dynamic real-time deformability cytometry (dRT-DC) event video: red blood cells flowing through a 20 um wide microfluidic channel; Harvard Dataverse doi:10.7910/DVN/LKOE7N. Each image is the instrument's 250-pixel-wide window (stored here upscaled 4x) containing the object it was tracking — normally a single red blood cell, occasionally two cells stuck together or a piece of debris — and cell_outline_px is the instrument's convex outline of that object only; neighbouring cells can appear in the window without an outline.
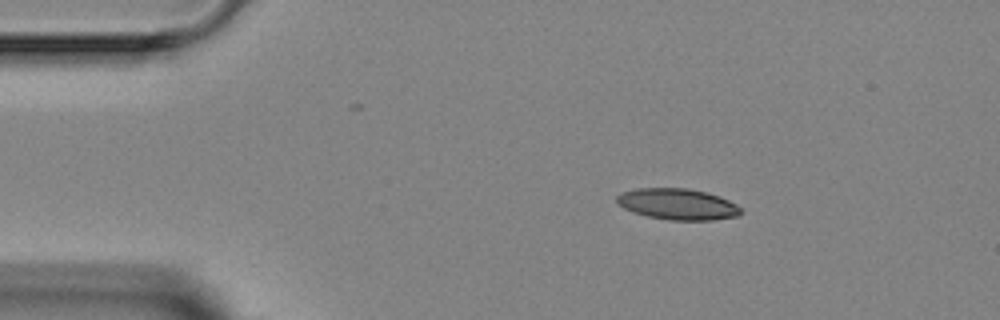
{"species": "Egyptian fruit bat (a non-hibernating species)", "species_latin": "Rousettus aegyptiacus", "temperature_condition": "room temperature", "stored_images_in_passage": 3, "camera_frame_rate_fps": 3000, "um_per_image_px": 0.085, "animal": {"sex": "female"}, "frame": {"image": 1, "passage_image": 1, "time_ms": 0.0, "image_size_px": [1000, 320], "cell_outline_px": [[744, 212], [736, 216], [712, 220], [668, 220], [648, 216], [632, 212], [616, 204], [616, 196], [620, 192], [636, 188], [688, 188], [720, 196], [736, 204]], "centroid_in_image_um": [57.56, 17.35], "position_along_channel_um": 27.4, "area_um2": 22.66}}